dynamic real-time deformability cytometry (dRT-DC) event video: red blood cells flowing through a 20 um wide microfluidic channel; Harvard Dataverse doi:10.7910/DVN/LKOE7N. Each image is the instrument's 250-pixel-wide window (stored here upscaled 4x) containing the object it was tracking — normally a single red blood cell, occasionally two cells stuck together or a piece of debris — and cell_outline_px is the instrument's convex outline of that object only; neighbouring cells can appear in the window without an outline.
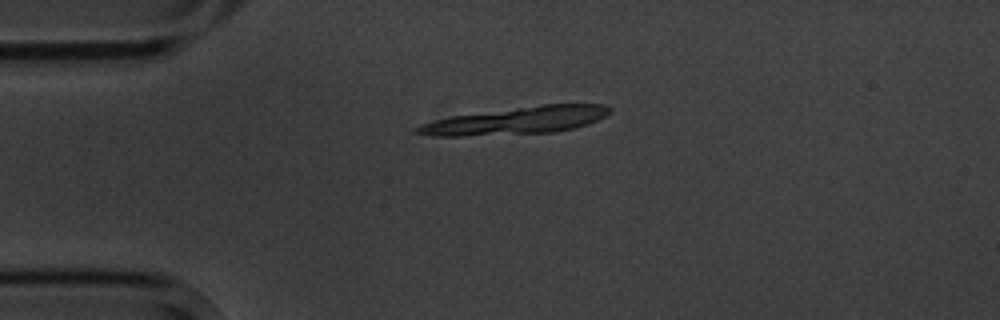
{"species": "common noctule bat (a hibernating species)", "species_latin": "Nyctalus noctula", "temperature_condition": "cold", "stored_images_in_passage": 4, "camera_frame_rate_fps": 3000, "um_per_image_px": 0.085, "animal": {"sex": "male", "body_mass_g": 20.1, "forearm_length_mm": 53.5}, "frame": {"image": 1, "passage_image": 3, "time_ms": 2.333, "image_size_px": [1000, 320], "cell_outline_px": [[612, 112], [588, 124], [572, 128], [552, 132], [460, 136], [432, 136], [416, 132], [416, 128], [420, 124], [452, 116], [544, 104], [604, 104], [612, 108]], "centroid_in_image_um": [43.94, 10.24], "position_along_channel_um": 41.1, "area_um2": 30.17}}